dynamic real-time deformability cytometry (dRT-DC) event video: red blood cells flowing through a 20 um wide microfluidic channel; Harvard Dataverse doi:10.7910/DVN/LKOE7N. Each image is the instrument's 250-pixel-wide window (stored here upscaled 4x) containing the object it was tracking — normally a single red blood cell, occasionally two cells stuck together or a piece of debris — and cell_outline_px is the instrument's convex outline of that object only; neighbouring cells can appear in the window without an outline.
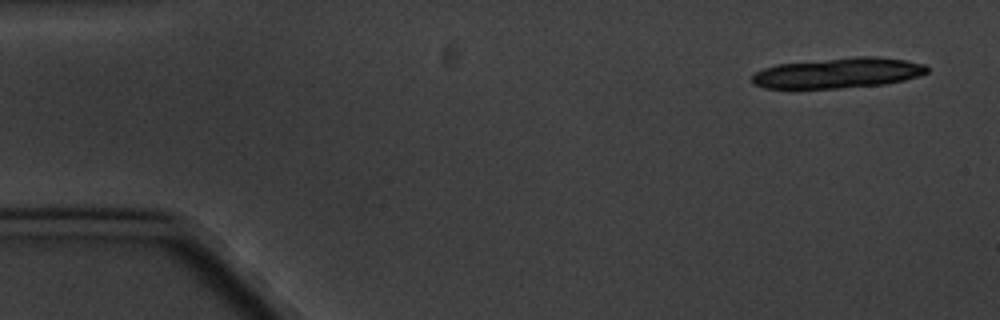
{"species": "common noctule bat (a hibernating species)", "species_latin": "Nyctalus noctula", "temperature_condition": "cold", "stored_images_in_passage": 11, "camera_frame_rate_fps": 3000, "um_per_image_px": 0.085, "animal": {"sex": "male", "body_mass_g": 20.1, "forearm_length_mm": 53.5}, "frame": {"image": 1, "passage_image": 1, "time_ms": 0.0, "image_size_px": [1000, 320], "cell_outline_px": [[928, 72], [920, 76], [904, 80], [884, 84], [840, 88], [764, 88], [752, 84], [752, 76], [756, 72], [764, 68], [776, 64], [856, 56], [872, 56], [904, 60], [924, 64], [928, 68]], "centroid_in_image_um": [71.23, 6.2], "position_along_channel_um": 13.8, "area_um2": 30.92}}
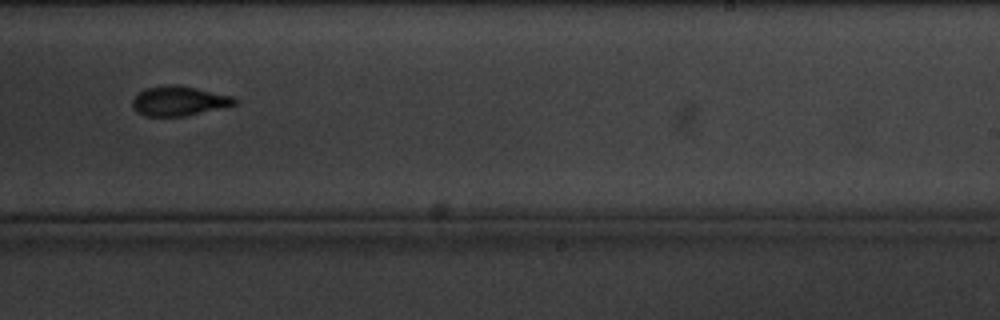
{"frame": {"image": 2, "passage_image": 10, "time_ms": 11.333, "image_size_px": [1000, 320], "cell_outline_px": [[236, 104], [184, 116], [144, 116], [136, 112], [132, 108], [132, 100], [144, 88], [164, 84], [180, 84], [232, 96], [236, 100]], "centroid_in_image_um": [15.14, 8.56], "position_along_channel_um": 273.9, "area_um2": 17.69}}